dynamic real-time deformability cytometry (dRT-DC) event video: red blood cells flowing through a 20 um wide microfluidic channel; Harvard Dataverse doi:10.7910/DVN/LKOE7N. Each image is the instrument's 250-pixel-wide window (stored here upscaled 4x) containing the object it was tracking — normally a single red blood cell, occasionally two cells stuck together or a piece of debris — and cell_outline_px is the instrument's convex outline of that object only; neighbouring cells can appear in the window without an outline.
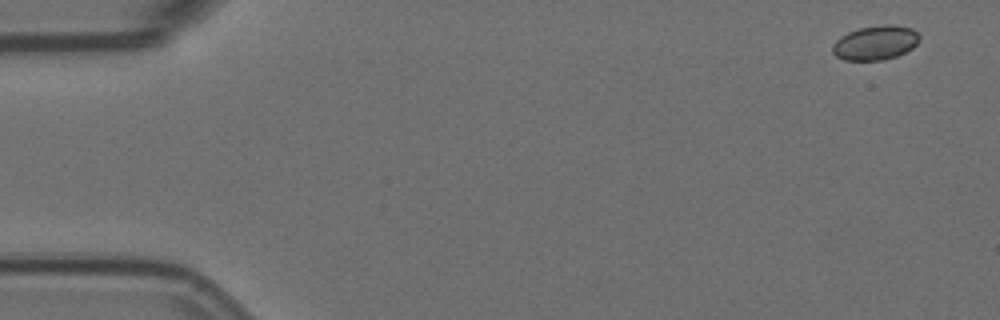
{"species": "Egyptian fruit bat (a non-hibernating species)", "species_latin": "Rousettus aegyptiacus", "temperature_condition": "room temperature", "stored_images_in_passage": 6, "segment_of_instrument_passage": [1, 2], "camera_frame_rate_fps": 3000, "um_per_image_px": 0.085, "animal": {"sex": "female"}, "frame": {"image": 1, "passage_image": 1, "time_ms": 0.0, "image_size_px": [1000, 320], "cell_outline_px": [[920, 40], [912, 48], [896, 56], [884, 60], [844, 60], [836, 56], [832, 52], [832, 44], [840, 36], [848, 32], [860, 28], [884, 24], [888, 24], [912, 28], [920, 36]], "centroid_in_image_um": [74.39, 3.63], "position_along_channel_um": 10.6, "area_um2": 17.4}}